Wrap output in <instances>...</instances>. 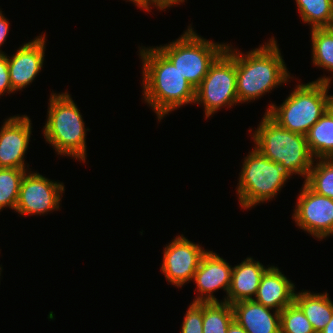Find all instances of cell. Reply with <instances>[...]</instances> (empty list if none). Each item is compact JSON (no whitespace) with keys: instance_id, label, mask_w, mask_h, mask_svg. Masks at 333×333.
Returning a JSON list of instances; mask_svg holds the SVG:
<instances>
[{"instance_id":"obj_1","label":"cell","mask_w":333,"mask_h":333,"mask_svg":"<svg viewBox=\"0 0 333 333\" xmlns=\"http://www.w3.org/2000/svg\"><path fill=\"white\" fill-rule=\"evenodd\" d=\"M139 50L143 97L159 121L181 106L195 102V88L157 47L143 46Z\"/></svg>"},{"instance_id":"obj_2","label":"cell","mask_w":333,"mask_h":333,"mask_svg":"<svg viewBox=\"0 0 333 333\" xmlns=\"http://www.w3.org/2000/svg\"><path fill=\"white\" fill-rule=\"evenodd\" d=\"M227 44L225 51L236 62L237 96L239 103L261 98L275 87L290 81L279 46L274 37L244 55ZM289 72V73H288Z\"/></svg>"},{"instance_id":"obj_3","label":"cell","mask_w":333,"mask_h":333,"mask_svg":"<svg viewBox=\"0 0 333 333\" xmlns=\"http://www.w3.org/2000/svg\"><path fill=\"white\" fill-rule=\"evenodd\" d=\"M252 134L255 148L266 158L280 164L290 176L298 174L306 179L316 161L306 136L282 128L266 113Z\"/></svg>"},{"instance_id":"obj_4","label":"cell","mask_w":333,"mask_h":333,"mask_svg":"<svg viewBox=\"0 0 333 333\" xmlns=\"http://www.w3.org/2000/svg\"><path fill=\"white\" fill-rule=\"evenodd\" d=\"M43 136L58 155L84 161L86 131L82 115L68 92L51 93Z\"/></svg>"},{"instance_id":"obj_5","label":"cell","mask_w":333,"mask_h":333,"mask_svg":"<svg viewBox=\"0 0 333 333\" xmlns=\"http://www.w3.org/2000/svg\"><path fill=\"white\" fill-rule=\"evenodd\" d=\"M332 77L298 84L279 106L272 103L266 114L279 126L306 136L309 129L327 111V83Z\"/></svg>"},{"instance_id":"obj_6","label":"cell","mask_w":333,"mask_h":333,"mask_svg":"<svg viewBox=\"0 0 333 333\" xmlns=\"http://www.w3.org/2000/svg\"><path fill=\"white\" fill-rule=\"evenodd\" d=\"M252 149L244 158L236 187L239 205L246 210L275 198L292 178L280 164L266 158L256 148Z\"/></svg>"},{"instance_id":"obj_7","label":"cell","mask_w":333,"mask_h":333,"mask_svg":"<svg viewBox=\"0 0 333 333\" xmlns=\"http://www.w3.org/2000/svg\"><path fill=\"white\" fill-rule=\"evenodd\" d=\"M191 26L176 40L156 46L178 69L188 83L197 88L210 65L225 50L227 43H215L198 35Z\"/></svg>"},{"instance_id":"obj_8","label":"cell","mask_w":333,"mask_h":333,"mask_svg":"<svg viewBox=\"0 0 333 333\" xmlns=\"http://www.w3.org/2000/svg\"><path fill=\"white\" fill-rule=\"evenodd\" d=\"M203 105L205 118L220 108L238 105L236 62L224 50L210 65L201 84L195 89L194 104Z\"/></svg>"},{"instance_id":"obj_9","label":"cell","mask_w":333,"mask_h":333,"mask_svg":"<svg viewBox=\"0 0 333 333\" xmlns=\"http://www.w3.org/2000/svg\"><path fill=\"white\" fill-rule=\"evenodd\" d=\"M64 190L63 183L29 170L22 178L15 211L22 216L58 211Z\"/></svg>"},{"instance_id":"obj_10","label":"cell","mask_w":333,"mask_h":333,"mask_svg":"<svg viewBox=\"0 0 333 333\" xmlns=\"http://www.w3.org/2000/svg\"><path fill=\"white\" fill-rule=\"evenodd\" d=\"M292 217L300 229L319 240L333 236V199L317 194L305 183Z\"/></svg>"},{"instance_id":"obj_11","label":"cell","mask_w":333,"mask_h":333,"mask_svg":"<svg viewBox=\"0 0 333 333\" xmlns=\"http://www.w3.org/2000/svg\"><path fill=\"white\" fill-rule=\"evenodd\" d=\"M163 251V263L160 268L166 280L175 287H182L193 280L201 259L207 252L184 235L176 236L166 244Z\"/></svg>"},{"instance_id":"obj_12","label":"cell","mask_w":333,"mask_h":333,"mask_svg":"<svg viewBox=\"0 0 333 333\" xmlns=\"http://www.w3.org/2000/svg\"><path fill=\"white\" fill-rule=\"evenodd\" d=\"M27 115L11 116L0 128V168L26 169L32 126Z\"/></svg>"},{"instance_id":"obj_13","label":"cell","mask_w":333,"mask_h":333,"mask_svg":"<svg viewBox=\"0 0 333 333\" xmlns=\"http://www.w3.org/2000/svg\"><path fill=\"white\" fill-rule=\"evenodd\" d=\"M232 270L233 267L223 257L207 250L193 277L199 292L193 302H219L213 292L223 289L228 294Z\"/></svg>"},{"instance_id":"obj_14","label":"cell","mask_w":333,"mask_h":333,"mask_svg":"<svg viewBox=\"0 0 333 333\" xmlns=\"http://www.w3.org/2000/svg\"><path fill=\"white\" fill-rule=\"evenodd\" d=\"M45 34L24 43L8 56L10 83L14 93L30 85L43 68L46 49Z\"/></svg>"},{"instance_id":"obj_15","label":"cell","mask_w":333,"mask_h":333,"mask_svg":"<svg viewBox=\"0 0 333 333\" xmlns=\"http://www.w3.org/2000/svg\"><path fill=\"white\" fill-rule=\"evenodd\" d=\"M278 267L271 265L262 275L254 301L281 312L294 302L295 285Z\"/></svg>"},{"instance_id":"obj_16","label":"cell","mask_w":333,"mask_h":333,"mask_svg":"<svg viewBox=\"0 0 333 333\" xmlns=\"http://www.w3.org/2000/svg\"><path fill=\"white\" fill-rule=\"evenodd\" d=\"M232 309L234 321L247 333H281L279 311H272L254 300L233 303Z\"/></svg>"},{"instance_id":"obj_17","label":"cell","mask_w":333,"mask_h":333,"mask_svg":"<svg viewBox=\"0 0 333 333\" xmlns=\"http://www.w3.org/2000/svg\"><path fill=\"white\" fill-rule=\"evenodd\" d=\"M268 268L252 257H247L233 267L231 285L223 302L229 304L253 300L256 296L262 275ZM254 296V297H252Z\"/></svg>"},{"instance_id":"obj_18","label":"cell","mask_w":333,"mask_h":333,"mask_svg":"<svg viewBox=\"0 0 333 333\" xmlns=\"http://www.w3.org/2000/svg\"><path fill=\"white\" fill-rule=\"evenodd\" d=\"M294 302L301 308L315 333H319L331 320L333 302L327 292L312 293L302 290L295 293Z\"/></svg>"},{"instance_id":"obj_19","label":"cell","mask_w":333,"mask_h":333,"mask_svg":"<svg viewBox=\"0 0 333 333\" xmlns=\"http://www.w3.org/2000/svg\"><path fill=\"white\" fill-rule=\"evenodd\" d=\"M309 150L316 159H333V116L327 110L306 134Z\"/></svg>"},{"instance_id":"obj_20","label":"cell","mask_w":333,"mask_h":333,"mask_svg":"<svg viewBox=\"0 0 333 333\" xmlns=\"http://www.w3.org/2000/svg\"><path fill=\"white\" fill-rule=\"evenodd\" d=\"M299 15L310 29L333 27V0H295Z\"/></svg>"},{"instance_id":"obj_21","label":"cell","mask_w":333,"mask_h":333,"mask_svg":"<svg viewBox=\"0 0 333 333\" xmlns=\"http://www.w3.org/2000/svg\"><path fill=\"white\" fill-rule=\"evenodd\" d=\"M234 321L232 304L228 302H203V333H227Z\"/></svg>"},{"instance_id":"obj_22","label":"cell","mask_w":333,"mask_h":333,"mask_svg":"<svg viewBox=\"0 0 333 333\" xmlns=\"http://www.w3.org/2000/svg\"><path fill=\"white\" fill-rule=\"evenodd\" d=\"M312 62L333 72V27L311 29Z\"/></svg>"},{"instance_id":"obj_23","label":"cell","mask_w":333,"mask_h":333,"mask_svg":"<svg viewBox=\"0 0 333 333\" xmlns=\"http://www.w3.org/2000/svg\"><path fill=\"white\" fill-rule=\"evenodd\" d=\"M317 161L313 163L304 183L317 194L333 199V159Z\"/></svg>"},{"instance_id":"obj_24","label":"cell","mask_w":333,"mask_h":333,"mask_svg":"<svg viewBox=\"0 0 333 333\" xmlns=\"http://www.w3.org/2000/svg\"><path fill=\"white\" fill-rule=\"evenodd\" d=\"M27 169L0 168V212L3 208H11L15 211L20 184Z\"/></svg>"},{"instance_id":"obj_25","label":"cell","mask_w":333,"mask_h":333,"mask_svg":"<svg viewBox=\"0 0 333 333\" xmlns=\"http://www.w3.org/2000/svg\"><path fill=\"white\" fill-rule=\"evenodd\" d=\"M281 333H315L301 308L293 302L280 312Z\"/></svg>"},{"instance_id":"obj_26","label":"cell","mask_w":333,"mask_h":333,"mask_svg":"<svg viewBox=\"0 0 333 333\" xmlns=\"http://www.w3.org/2000/svg\"><path fill=\"white\" fill-rule=\"evenodd\" d=\"M203 302H192L183 318L181 333H203Z\"/></svg>"},{"instance_id":"obj_27","label":"cell","mask_w":333,"mask_h":333,"mask_svg":"<svg viewBox=\"0 0 333 333\" xmlns=\"http://www.w3.org/2000/svg\"><path fill=\"white\" fill-rule=\"evenodd\" d=\"M6 92L9 94L14 91L10 83L8 57L4 53L0 54V96H3Z\"/></svg>"},{"instance_id":"obj_28","label":"cell","mask_w":333,"mask_h":333,"mask_svg":"<svg viewBox=\"0 0 333 333\" xmlns=\"http://www.w3.org/2000/svg\"><path fill=\"white\" fill-rule=\"evenodd\" d=\"M9 20L5 18L3 15V12L0 9V47L4 42H6V38L8 35L9 31ZM0 54H4V52L0 49Z\"/></svg>"},{"instance_id":"obj_29","label":"cell","mask_w":333,"mask_h":333,"mask_svg":"<svg viewBox=\"0 0 333 333\" xmlns=\"http://www.w3.org/2000/svg\"><path fill=\"white\" fill-rule=\"evenodd\" d=\"M183 2H185V0H151V6L153 5L158 10H164L170 8L172 5H178Z\"/></svg>"},{"instance_id":"obj_30","label":"cell","mask_w":333,"mask_h":333,"mask_svg":"<svg viewBox=\"0 0 333 333\" xmlns=\"http://www.w3.org/2000/svg\"><path fill=\"white\" fill-rule=\"evenodd\" d=\"M129 1L133 2L137 7L141 8V10L145 9V11L147 12H149L152 8L151 0H129Z\"/></svg>"},{"instance_id":"obj_31","label":"cell","mask_w":333,"mask_h":333,"mask_svg":"<svg viewBox=\"0 0 333 333\" xmlns=\"http://www.w3.org/2000/svg\"><path fill=\"white\" fill-rule=\"evenodd\" d=\"M227 333H247L243 327L238 325L235 321L231 323V325L228 327Z\"/></svg>"},{"instance_id":"obj_32","label":"cell","mask_w":333,"mask_h":333,"mask_svg":"<svg viewBox=\"0 0 333 333\" xmlns=\"http://www.w3.org/2000/svg\"><path fill=\"white\" fill-rule=\"evenodd\" d=\"M329 88H331L330 84L327 83V110L333 116V95H328Z\"/></svg>"},{"instance_id":"obj_33","label":"cell","mask_w":333,"mask_h":333,"mask_svg":"<svg viewBox=\"0 0 333 333\" xmlns=\"http://www.w3.org/2000/svg\"><path fill=\"white\" fill-rule=\"evenodd\" d=\"M319 333H333V315L331 320L326 324V326Z\"/></svg>"}]
</instances>
